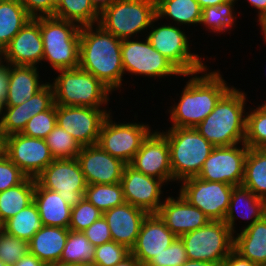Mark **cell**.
Here are the masks:
<instances>
[{
	"mask_svg": "<svg viewBox=\"0 0 266 266\" xmlns=\"http://www.w3.org/2000/svg\"><path fill=\"white\" fill-rule=\"evenodd\" d=\"M10 64L0 58V101L5 102L9 82Z\"/></svg>",
	"mask_w": 266,
	"mask_h": 266,
	"instance_id": "50",
	"label": "cell"
},
{
	"mask_svg": "<svg viewBox=\"0 0 266 266\" xmlns=\"http://www.w3.org/2000/svg\"><path fill=\"white\" fill-rule=\"evenodd\" d=\"M3 140L4 154L27 177L35 179L55 160L45 139L15 133L4 137Z\"/></svg>",
	"mask_w": 266,
	"mask_h": 266,
	"instance_id": "15",
	"label": "cell"
},
{
	"mask_svg": "<svg viewBox=\"0 0 266 266\" xmlns=\"http://www.w3.org/2000/svg\"><path fill=\"white\" fill-rule=\"evenodd\" d=\"M115 266H142L139 260L133 255L129 254L121 262H118Z\"/></svg>",
	"mask_w": 266,
	"mask_h": 266,
	"instance_id": "54",
	"label": "cell"
},
{
	"mask_svg": "<svg viewBox=\"0 0 266 266\" xmlns=\"http://www.w3.org/2000/svg\"><path fill=\"white\" fill-rule=\"evenodd\" d=\"M161 133L167 138L170 149L173 182L197 177L215 146L194 127L168 128Z\"/></svg>",
	"mask_w": 266,
	"mask_h": 266,
	"instance_id": "5",
	"label": "cell"
},
{
	"mask_svg": "<svg viewBox=\"0 0 266 266\" xmlns=\"http://www.w3.org/2000/svg\"><path fill=\"white\" fill-rule=\"evenodd\" d=\"M35 180L42 188L57 192L71 207L85 198L87 183L76 158L55 159Z\"/></svg>",
	"mask_w": 266,
	"mask_h": 266,
	"instance_id": "13",
	"label": "cell"
},
{
	"mask_svg": "<svg viewBox=\"0 0 266 266\" xmlns=\"http://www.w3.org/2000/svg\"><path fill=\"white\" fill-rule=\"evenodd\" d=\"M139 40V41H138ZM124 74L153 79L182 76V73L161 53L153 48L147 37L124 39L121 44Z\"/></svg>",
	"mask_w": 266,
	"mask_h": 266,
	"instance_id": "10",
	"label": "cell"
},
{
	"mask_svg": "<svg viewBox=\"0 0 266 266\" xmlns=\"http://www.w3.org/2000/svg\"><path fill=\"white\" fill-rule=\"evenodd\" d=\"M249 3L253 9L256 8L257 15L261 16L266 11V0H245Z\"/></svg>",
	"mask_w": 266,
	"mask_h": 266,
	"instance_id": "53",
	"label": "cell"
},
{
	"mask_svg": "<svg viewBox=\"0 0 266 266\" xmlns=\"http://www.w3.org/2000/svg\"><path fill=\"white\" fill-rule=\"evenodd\" d=\"M103 213L85 198L71 209V220L69 229L76 232H83L92 223L98 220Z\"/></svg>",
	"mask_w": 266,
	"mask_h": 266,
	"instance_id": "43",
	"label": "cell"
},
{
	"mask_svg": "<svg viewBox=\"0 0 266 266\" xmlns=\"http://www.w3.org/2000/svg\"><path fill=\"white\" fill-rule=\"evenodd\" d=\"M45 266H82V265L55 262V263L46 264Z\"/></svg>",
	"mask_w": 266,
	"mask_h": 266,
	"instance_id": "59",
	"label": "cell"
},
{
	"mask_svg": "<svg viewBox=\"0 0 266 266\" xmlns=\"http://www.w3.org/2000/svg\"><path fill=\"white\" fill-rule=\"evenodd\" d=\"M0 58L11 65L39 67L43 59V41L40 17L30 19L14 36L0 54Z\"/></svg>",
	"mask_w": 266,
	"mask_h": 266,
	"instance_id": "20",
	"label": "cell"
},
{
	"mask_svg": "<svg viewBox=\"0 0 266 266\" xmlns=\"http://www.w3.org/2000/svg\"><path fill=\"white\" fill-rule=\"evenodd\" d=\"M35 179L27 177L21 184L0 192V224L34 201Z\"/></svg>",
	"mask_w": 266,
	"mask_h": 266,
	"instance_id": "32",
	"label": "cell"
},
{
	"mask_svg": "<svg viewBox=\"0 0 266 266\" xmlns=\"http://www.w3.org/2000/svg\"><path fill=\"white\" fill-rule=\"evenodd\" d=\"M29 253V242L16 238L0 230V261L13 266L20 258Z\"/></svg>",
	"mask_w": 266,
	"mask_h": 266,
	"instance_id": "40",
	"label": "cell"
},
{
	"mask_svg": "<svg viewBox=\"0 0 266 266\" xmlns=\"http://www.w3.org/2000/svg\"><path fill=\"white\" fill-rule=\"evenodd\" d=\"M205 69L191 74H182L190 79L182 89L178 103L166 111L172 122L169 128L195 127L215 108L219 100L233 87L226 83L220 70ZM199 74H201L199 76ZM191 76V77H190ZM229 85V86H228Z\"/></svg>",
	"mask_w": 266,
	"mask_h": 266,
	"instance_id": "1",
	"label": "cell"
},
{
	"mask_svg": "<svg viewBox=\"0 0 266 266\" xmlns=\"http://www.w3.org/2000/svg\"><path fill=\"white\" fill-rule=\"evenodd\" d=\"M156 14L159 20L168 19L169 24L184 28L200 25L202 9L196 0H156Z\"/></svg>",
	"mask_w": 266,
	"mask_h": 266,
	"instance_id": "29",
	"label": "cell"
},
{
	"mask_svg": "<svg viewBox=\"0 0 266 266\" xmlns=\"http://www.w3.org/2000/svg\"><path fill=\"white\" fill-rule=\"evenodd\" d=\"M3 108H4V103L0 101V124H1L2 116H3Z\"/></svg>",
	"mask_w": 266,
	"mask_h": 266,
	"instance_id": "61",
	"label": "cell"
},
{
	"mask_svg": "<svg viewBox=\"0 0 266 266\" xmlns=\"http://www.w3.org/2000/svg\"><path fill=\"white\" fill-rule=\"evenodd\" d=\"M93 5L101 12L107 7L113 0H90Z\"/></svg>",
	"mask_w": 266,
	"mask_h": 266,
	"instance_id": "58",
	"label": "cell"
},
{
	"mask_svg": "<svg viewBox=\"0 0 266 266\" xmlns=\"http://www.w3.org/2000/svg\"><path fill=\"white\" fill-rule=\"evenodd\" d=\"M247 98L246 92L233 86L194 128L215 147L244 143Z\"/></svg>",
	"mask_w": 266,
	"mask_h": 266,
	"instance_id": "3",
	"label": "cell"
},
{
	"mask_svg": "<svg viewBox=\"0 0 266 266\" xmlns=\"http://www.w3.org/2000/svg\"><path fill=\"white\" fill-rule=\"evenodd\" d=\"M199 3L201 9H204L208 6H218L221 3L226 2L227 0H196Z\"/></svg>",
	"mask_w": 266,
	"mask_h": 266,
	"instance_id": "55",
	"label": "cell"
},
{
	"mask_svg": "<svg viewBox=\"0 0 266 266\" xmlns=\"http://www.w3.org/2000/svg\"><path fill=\"white\" fill-rule=\"evenodd\" d=\"M107 108L56 105L57 125L69 133L81 147L97 144Z\"/></svg>",
	"mask_w": 266,
	"mask_h": 266,
	"instance_id": "14",
	"label": "cell"
},
{
	"mask_svg": "<svg viewBox=\"0 0 266 266\" xmlns=\"http://www.w3.org/2000/svg\"><path fill=\"white\" fill-rule=\"evenodd\" d=\"M237 1L239 0H227L218 6L205 7L202 9L200 25L202 24L206 31L209 30L215 35L227 33L229 30L231 32V29L236 27L237 9L234 6L238 3Z\"/></svg>",
	"mask_w": 266,
	"mask_h": 266,
	"instance_id": "34",
	"label": "cell"
},
{
	"mask_svg": "<svg viewBox=\"0 0 266 266\" xmlns=\"http://www.w3.org/2000/svg\"><path fill=\"white\" fill-rule=\"evenodd\" d=\"M242 186L266 201V148H249Z\"/></svg>",
	"mask_w": 266,
	"mask_h": 266,
	"instance_id": "31",
	"label": "cell"
},
{
	"mask_svg": "<svg viewBox=\"0 0 266 266\" xmlns=\"http://www.w3.org/2000/svg\"><path fill=\"white\" fill-rule=\"evenodd\" d=\"M220 266H258L254 262L241 257L234 250L224 259Z\"/></svg>",
	"mask_w": 266,
	"mask_h": 266,
	"instance_id": "51",
	"label": "cell"
},
{
	"mask_svg": "<svg viewBox=\"0 0 266 266\" xmlns=\"http://www.w3.org/2000/svg\"><path fill=\"white\" fill-rule=\"evenodd\" d=\"M121 44L122 40L99 24L80 27L79 67L93 74L112 92L121 88L125 76Z\"/></svg>",
	"mask_w": 266,
	"mask_h": 266,
	"instance_id": "2",
	"label": "cell"
},
{
	"mask_svg": "<svg viewBox=\"0 0 266 266\" xmlns=\"http://www.w3.org/2000/svg\"><path fill=\"white\" fill-rule=\"evenodd\" d=\"M30 19L18 0H0V54Z\"/></svg>",
	"mask_w": 266,
	"mask_h": 266,
	"instance_id": "30",
	"label": "cell"
},
{
	"mask_svg": "<svg viewBox=\"0 0 266 266\" xmlns=\"http://www.w3.org/2000/svg\"><path fill=\"white\" fill-rule=\"evenodd\" d=\"M129 165L145 175L163 180L167 186L169 182L173 184L170 149L161 130H153L147 136Z\"/></svg>",
	"mask_w": 266,
	"mask_h": 266,
	"instance_id": "18",
	"label": "cell"
},
{
	"mask_svg": "<svg viewBox=\"0 0 266 266\" xmlns=\"http://www.w3.org/2000/svg\"><path fill=\"white\" fill-rule=\"evenodd\" d=\"M120 183L126 203L141 208L148 214L159 211L165 199L162 189L167 185L163 180L145 175L128 164Z\"/></svg>",
	"mask_w": 266,
	"mask_h": 266,
	"instance_id": "17",
	"label": "cell"
},
{
	"mask_svg": "<svg viewBox=\"0 0 266 266\" xmlns=\"http://www.w3.org/2000/svg\"><path fill=\"white\" fill-rule=\"evenodd\" d=\"M27 122L26 102L17 106H4L0 135L4 138L11 134L21 133Z\"/></svg>",
	"mask_w": 266,
	"mask_h": 266,
	"instance_id": "41",
	"label": "cell"
},
{
	"mask_svg": "<svg viewBox=\"0 0 266 266\" xmlns=\"http://www.w3.org/2000/svg\"><path fill=\"white\" fill-rule=\"evenodd\" d=\"M147 214L145 210L126 202L104 212L103 216L108 223L112 241L125 245L131 250Z\"/></svg>",
	"mask_w": 266,
	"mask_h": 266,
	"instance_id": "23",
	"label": "cell"
},
{
	"mask_svg": "<svg viewBox=\"0 0 266 266\" xmlns=\"http://www.w3.org/2000/svg\"><path fill=\"white\" fill-rule=\"evenodd\" d=\"M82 233L95 247L112 241V236L108 223L103 215L94 223H92Z\"/></svg>",
	"mask_w": 266,
	"mask_h": 266,
	"instance_id": "48",
	"label": "cell"
},
{
	"mask_svg": "<svg viewBox=\"0 0 266 266\" xmlns=\"http://www.w3.org/2000/svg\"><path fill=\"white\" fill-rule=\"evenodd\" d=\"M37 66L11 65L9 67V82L4 106H17L29 100L48 82L39 77Z\"/></svg>",
	"mask_w": 266,
	"mask_h": 266,
	"instance_id": "25",
	"label": "cell"
},
{
	"mask_svg": "<svg viewBox=\"0 0 266 266\" xmlns=\"http://www.w3.org/2000/svg\"><path fill=\"white\" fill-rule=\"evenodd\" d=\"M158 21L156 17L148 29L149 32L144 35H147L154 49L167 58L182 74L196 73L207 67L204 58L190 50V36L185 33L184 28L181 30L180 26L167 22L162 24L161 20L160 23ZM155 23H158V27Z\"/></svg>",
	"mask_w": 266,
	"mask_h": 266,
	"instance_id": "8",
	"label": "cell"
},
{
	"mask_svg": "<svg viewBox=\"0 0 266 266\" xmlns=\"http://www.w3.org/2000/svg\"><path fill=\"white\" fill-rule=\"evenodd\" d=\"M27 176L4 153L0 156V192L21 184Z\"/></svg>",
	"mask_w": 266,
	"mask_h": 266,
	"instance_id": "46",
	"label": "cell"
},
{
	"mask_svg": "<svg viewBox=\"0 0 266 266\" xmlns=\"http://www.w3.org/2000/svg\"><path fill=\"white\" fill-rule=\"evenodd\" d=\"M180 266H219L214 263H209L205 261H196V260H187L185 263H183Z\"/></svg>",
	"mask_w": 266,
	"mask_h": 266,
	"instance_id": "57",
	"label": "cell"
},
{
	"mask_svg": "<svg viewBox=\"0 0 266 266\" xmlns=\"http://www.w3.org/2000/svg\"><path fill=\"white\" fill-rule=\"evenodd\" d=\"M69 231V228L43 226L29 241V253L44 264L59 262Z\"/></svg>",
	"mask_w": 266,
	"mask_h": 266,
	"instance_id": "27",
	"label": "cell"
},
{
	"mask_svg": "<svg viewBox=\"0 0 266 266\" xmlns=\"http://www.w3.org/2000/svg\"><path fill=\"white\" fill-rule=\"evenodd\" d=\"M57 76L50 82L56 105L108 108L112 91L93 74L80 67L56 71ZM59 73V74H58ZM103 106V107H102ZM105 106V107H104Z\"/></svg>",
	"mask_w": 266,
	"mask_h": 266,
	"instance_id": "4",
	"label": "cell"
},
{
	"mask_svg": "<svg viewBox=\"0 0 266 266\" xmlns=\"http://www.w3.org/2000/svg\"><path fill=\"white\" fill-rule=\"evenodd\" d=\"M187 260L184 244L182 240L177 237L169 247L161 254L152 257L145 266H180Z\"/></svg>",
	"mask_w": 266,
	"mask_h": 266,
	"instance_id": "45",
	"label": "cell"
},
{
	"mask_svg": "<svg viewBox=\"0 0 266 266\" xmlns=\"http://www.w3.org/2000/svg\"><path fill=\"white\" fill-rule=\"evenodd\" d=\"M40 259L35 255L28 253L27 255L20 258L13 266H45Z\"/></svg>",
	"mask_w": 266,
	"mask_h": 266,
	"instance_id": "52",
	"label": "cell"
},
{
	"mask_svg": "<svg viewBox=\"0 0 266 266\" xmlns=\"http://www.w3.org/2000/svg\"><path fill=\"white\" fill-rule=\"evenodd\" d=\"M56 125V104H54L49 110L33 116L26 123L21 134L29 137L45 139Z\"/></svg>",
	"mask_w": 266,
	"mask_h": 266,
	"instance_id": "42",
	"label": "cell"
},
{
	"mask_svg": "<svg viewBox=\"0 0 266 266\" xmlns=\"http://www.w3.org/2000/svg\"><path fill=\"white\" fill-rule=\"evenodd\" d=\"M76 159L87 185L120 183L127 165L105 152L98 144L81 147Z\"/></svg>",
	"mask_w": 266,
	"mask_h": 266,
	"instance_id": "19",
	"label": "cell"
},
{
	"mask_svg": "<svg viewBox=\"0 0 266 266\" xmlns=\"http://www.w3.org/2000/svg\"><path fill=\"white\" fill-rule=\"evenodd\" d=\"M179 194L200 209L210 221H223L229 209L233 185L190 177L179 182Z\"/></svg>",
	"mask_w": 266,
	"mask_h": 266,
	"instance_id": "12",
	"label": "cell"
},
{
	"mask_svg": "<svg viewBox=\"0 0 266 266\" xmlns=\"http://www.w3.org/2000/svg\"><path fill=\"white\" fill-rule=\"evenodd\" d=\"M233 250L257 265L266 264V217L234 235Z\"/></svg>",
	"mask_w": 266,
	"mask_h": 266,
	"instance_id": "28",
	"label": "cell"
},
{
	"mask_svg": "<svg viewBox=\"0 0 266 266\" xmlns=\"http://www.w3.org/2000/svg\"><path fill=\"white\" fill-rule=\"evenodd\" d=\"M152 131L146 122H115L111 112L102 124L97 144L128 165Z\"/></svg>",
	"mask_w": 266,
	"mask_h": 266,
	"instance_id": "11",
	"label": "cell"
},
{
	"mask_svg": "<svg viewBox=\"0 0 266 266\" xmlns=\"http://www.w3.org/2000/svg\"><path fill=\"white\" fill-rule=\"evenodd\" d=\"M53 17L89 26L99 23L100 11L90 0H60Z\"/></svg>",
	"mask_w": 266,
	"mask_h": 266,
	"instance_id": "33",
	"label": "cell"
},
{
	"mask_svg": "<svg viewBox=\"0 0 266 266\" xmlns=\"http://www.w3.org/2000/svg\"><path fill=\"white\" fill-rule=\"evenodd\" d=\"M94 251L95 246L82 232L70 230L59 262L93 266Z\"/></svg>",
	"mask_w": 266,
	"mask_h": 266,
	"instance_id": "36",
	"label": "cell"
},
{
	"mask_svg": "<svg viewBox=\"0 0 266 266\" xmlns=\"http://www.w3.org/2000/svg\"><path fill=\"white\" fill-rule=\"evenodd\" d=\"M31 18L54 16L56 5L52 0H18Z\"/></svg>",
	"mask_w": 266,
	"mask_h": 266,
	"instance_id": "49",
	"label": "cell"
},
{
	"mask_svg": "<svg viewBox=\"0 0 266 266\" xmlns=\"http://www.w3.org/2000/svg\"><path fill=\"white\" fill-rule=\"evenodd\" d=\"M256 22H259V25L261 26V32L263 35V41L266 42V11L259 17H257ZM266 44V43H265Z\"/></svg>",
	"mask_w": 266,
	"mask_h": 266,
	"instance_id": "56",
	"label": "cell"
},
{
	"mask_svg": "<svg viewBox=\"0 0 266 266\" xmlns=\"http://www.w3.org/2000/svg\"><path fill=\"white\" fill-rule=\"evenodd\" d=\"M265 207L266 201L257 197L251 190L242 185L234 186L229 209L223 221L230 228L233 235H235L238 232L235 229V226H237V223H235L236 219L247 220L246 224L248 225H244L240 230L242 231L265 216ZM249 219L251 220L249 221Z\"/></svg>",
	"mask_w": 266,
	"mask_h": 266,
	"instance_id": "24",
	"label": "cell"
},
{
	"mask_svg": "<svg viewBox=\"0 0 266 266\" xmlns=\"http://www.w3.org/2000/svg\"><path fill=\"white\" fill-rule=\"evenodd\" d=\"M44 63L52 70L79 67L80 26L55 17H40Z\"/></svg>",
	"mask_w": 266,
	"mask_h": 266,
	"instance_id": "6",
	"label": "cell"
},
{
	"mask_svg": "<svg viewBox=\"0 0 266 266\" xmlns=\"http://www.w3.org/2000/svg\"><path fill=\"white\" fill-rule=\"evenodd\" d=\"M55 104L54 91L48 82L40 91L26 100V110L28 121L35 115L49 110Z\"/></svg>",
	"mask_w": 266,
	"mask_h": 266,
	"instance_id": "47",
	"label": "cell"
},
{
	"mask_svg": "<svg viewBox=\"0 0 266 266\" xmlns=\"http://www.w3.org/2000/svg\"><path fill=\"white\" fill-rule=\"evenodd\" d=\"M34 202L44 226L69 227L72 207L57 192L42 188L36 180Z\"/></svg>",
	"mask_w": 266,
	"mask_h": 266,
	"instance_id": "26",
	"label": "cell"
},
{
	"mask_svg": "<svg viewBox=\"0 0 266 266\" xmlns=\"http://www.w3.org/2000/svg\"><path fill=\"white\" fill-rule=\"evenodd\" d=\"M129 254L125 245L110 241L95 247L93 266H115Z\"/></svg>",
	"mask_w": 266,
	"mask_h": 266,
	"instance_id": "44",
	"label": "cell"
},
{
	"mask_svg": "<svg viewBox=\"0 0 266 266\" xmlns=\"http://www.w3.org/2000/svg\"><path fill=\"white\" fill-rule=\"evenodd\" d=\"M84 197L102 213L125 203L121 183L89 184Z\"/></svg>",
	"mask_w": 266,
	"mask_h": 266,
	"instance_id": "37",
	"label": "cell"
},
{
	"mask_svg": "<svg viewBox=\"0 0 266 266\" xmlns=\"http://www.w3.org/2000/svg\"><path fill=\"white\" fill-rule=\"evenodd\" d=\"M4 153V140L0 135V156Z\"/></svg>",
	"mask_w": 266,
	"mask_h": 266,
	"instance_id": "60",
	"label": "cell"
},
{
	"mask_svg": "<svg viewBox=\"0 0 266 266\" xmlns=\"http://www.w3.org/2000/svg\"><path fill=\"white\" fill-rule=\"evenodd\" d=\"M0 266H9V265H6L4 262L0 261Z\"/></svg>",
	"mask_w": 266,
	"mask_h": 266,
	"instance_id": "63",
	"label": "cell"
},
{
	"mask_svg": "<svg viewBox=\"0 0 266 266\" xmlns=\"http://www.w3.org/2000/svg\"><path fill=\"white\" fill-rule=\"evenodd\" d=\"M45 141L55 159H74L81 150L80 144L59 125L53 128Z\"/></svg>",
	"mask_w": 266,
	"mask_h": 266,
	"instance_id": "39",
	"label": "cell"
},
{
	"mask_svg": "<svg viewBox=\"0 0 266 266\" xmlns=\"http://www.w3.org/2000/svg\"><path fill=\"white\" fill-rule=\"evenodd\" d=\"M189 260L221 265L233 251L234 235L224 221H210L179 237Z\"/></svg>",
	"mask_w": 266,
	"mask_h": 266,
	"instance_id": "9",
	"label": "cell"
},
{
	"mask_svg": "<svg viewBox=\"0 0 266 266\" xmlns=\"http://www.w3.org/2000/svg\"><path fill=\"white\" fill-rule=\"evenodd\" d=\"M156 17V0H113L100 12L98 24L124 40L148 32Z\"/></svg>",
	"mask_w": 266,
	"mask_h": 266,
	"instance_id": "7",
	"label": "cell"
},
{
	"mask_svg": "<svg viewBox=\"0 0 266 266\" xmlns=\"http://www.w3.org/2000/svg\"><path fill=\"white\" fill-rule=\"evenodd\" d=\"M244 143L249 148H266V106L263 103L247 111Z\"/></svg>",
	"mask_w": 266,
	"mask_h": 266,
	"instance_id": "38",
	"label": "cell"
},
{
	"mask_svg": "<svg viewBox=\"0 0 266 266\" xmlns=\"http://www.w3.org/2000/svg\"><path fill=\"white\" fill-rule=\"evenodd\" d=\"M1 226L6 233L29 242L44 225L40 219L37 205L33 201Z\"/></svg>",
	"mask_w": 266,
	"mask_h": 266,
	"instance_id": "35",
	"label": "cell"
},
{
	"mask_svg": "<svg viewBox=\"0 0 266 266\" xmlns=\"http://www.w3.org/2000/svg\"><path fill=\"white\" fill-rule=\"evenodd\" d=\"M177 239L157 213H150L144 218L135 245L130 250L145 266L152 257L161 254Z\"/></svg>",
	"mask_w": 266,
	"mask_h": 266,
	"instance_id": "21",
	"label": "cell"
},
{
	"mask_svg": "<svg viewBox=\"0 0 266 266\" xmlns=\"http://www.w3.org/2000/svg\"><path fill=\"white\" fill-rule=\"evenodd\" d=\"M53 1V3L55 4V5H57L59 2H60V0H52Z\"/></svg>",
	"mask_w": 266,
	"mask_h": 266,
	"instance_id": "62",
	"label": "cell"
},
{
	"mask_svg": "<svg viewBox=\"0 0 266 266\" xmlns=\"http://www.w3.org/2000/svg\"><path fill=\"white\" fill-rule=\"evenodd\" d=\"M170 195L165 197L157 214L165 225L178 238L199 229L210 222V219L198 208L191 205L184 197Z\"/></svg>",
	"mask_w": 266,
	"mask_h": 266,
	"instance_id": "22",
	"label": "cell"
},
{
	"mask_svg": "<svg viewBox=\"0 0 266 266\" xmlns=\"http://www.w3.org/2000/svg\"><path fill=\"white\" fill-rule=\"evenodd\" d=\"M248 149L245 143L214 147L197 177L205 181L240 186L244 178V164Z\"/></svg>",
	"mask_w": 266,
	"mask_h": 266,
	"instance_id": "16",
	"label": "cell"
}]
</instances>
